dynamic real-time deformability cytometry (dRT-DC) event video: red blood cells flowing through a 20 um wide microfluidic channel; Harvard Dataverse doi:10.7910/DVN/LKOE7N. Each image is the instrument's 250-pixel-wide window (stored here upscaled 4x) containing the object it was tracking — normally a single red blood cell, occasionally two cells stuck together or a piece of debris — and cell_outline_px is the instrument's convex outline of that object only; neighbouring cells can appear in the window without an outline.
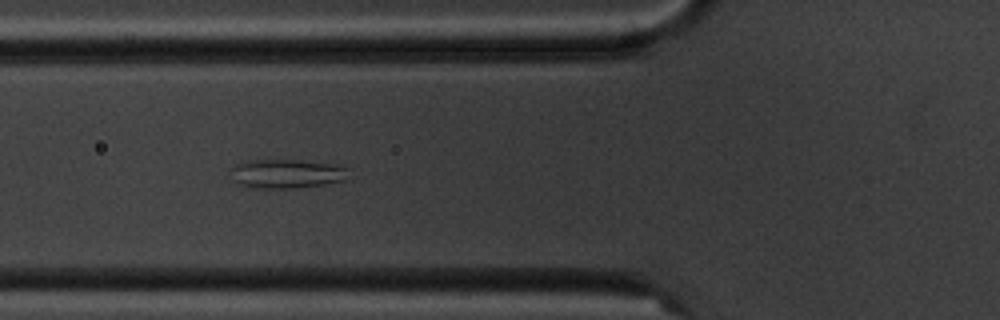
{"species": "common noctule bat (a hibernating species)", "species_latin": "Nyctalus noctula", "temperature_condition": "cold", "stored_images_in_passage": 6, "camera_frame_rate_fps": 3000, "um_per_image_px": 0.085, "animal": {"sex": "male", "body_mass_g": 20.1, "forearm_length_mm": 53.5}, "frame": {"image": 1, "passage_image": 6, "time_ms": 6.0, "image_size_px": [1000, 320], "cell_outline_px": [[352, 168], [348, 180], [324, 184], [292, 188], [256, 188], [236, 184], [232, 168], [236, 164], [248, 160], [300, 160], [340, 164]], "centroid_in_image_um": [24.5, 14.75], "position_along_channel_um": 101.3, "area_um2": 20.29}}